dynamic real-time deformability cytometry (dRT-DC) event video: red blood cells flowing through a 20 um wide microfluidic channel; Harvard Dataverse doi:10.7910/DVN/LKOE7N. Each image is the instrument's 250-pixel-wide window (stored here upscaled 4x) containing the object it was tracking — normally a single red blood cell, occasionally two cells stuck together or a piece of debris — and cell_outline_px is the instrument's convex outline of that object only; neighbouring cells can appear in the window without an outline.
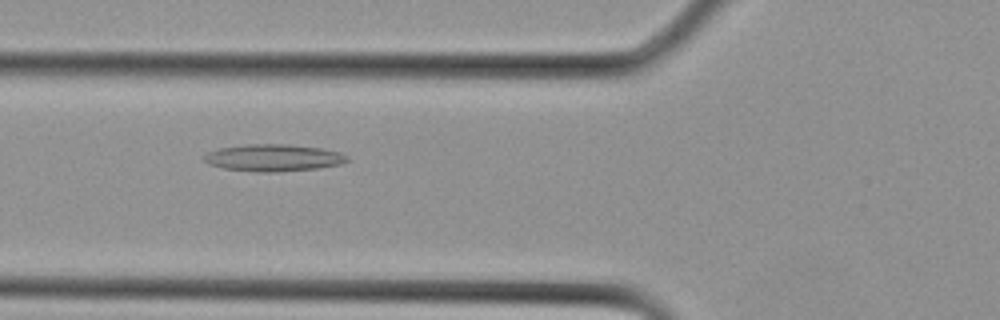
{"species": "Egyptian fruit bat (a non-hibernating species)", "species_latin": "Rousettus aegyptiacus", "temperature_condition": "cold", "stored_images_in_passage": 23, "camera_frame_rate_fps": 3000, "um_per_image_px": 0.085, "animal": {"sex": "female"}, "frame": {"image": 1, "passage_image": 5, "time_ms": 1.333, "image_size_px": [1000, 320], "cell_outline_px": [[348, 160], [340, 164], [320, 168], [276, 172], [256, 172], [224, 168], [208, 164], [200, 156], [208, 152], [220, 148], [248, 144], [288, 144], [320, 148], [340, 152], [348, 156]], "centroid_in_image_um": [23.22, 13.41], "position_along_channel_um": 102.6, "area_um2": 22.6}}
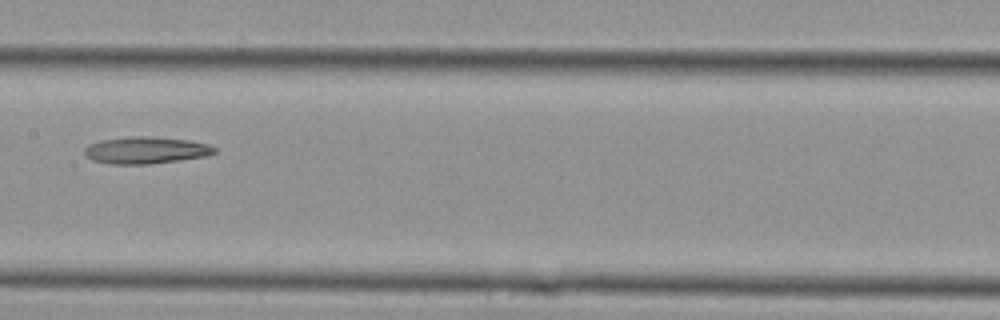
{"frame": {"image": 2, "passage_image": 9, "time_ms": 2.667, "image_size_px": [1000, 320], "cell_outline_px": [[216, 152], [204, 156], [180, 160], [148, 164], [108, 164], [92, 160], [84, 152], [84, 148], [88, 144], [100, 140], [128, 136], [148, 136], [188, 140], [208, 144], [216, 148]], "centroid_in_image_um": [12.36, 12.76], "position_along_channel_um": 195.0, "area_um2": 20.4}}
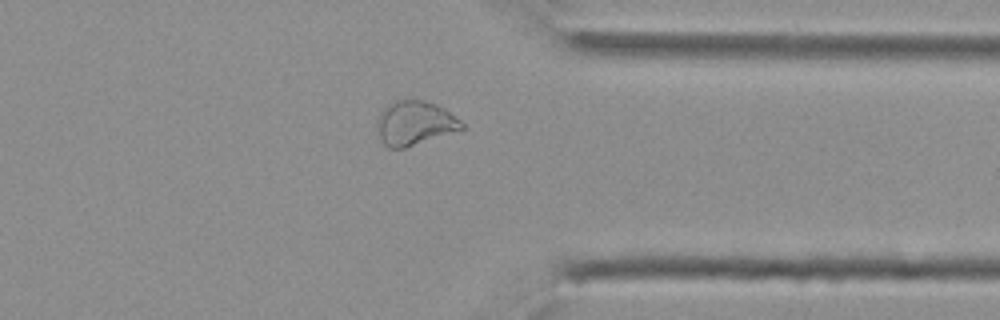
{"frame": {"image": 3, "passage_image": 17, "time_ms": 5.333, "image_size_px": [1000, 320], "cell_outline_px": [[464, 128], [404, 148], [388, 148], [384, 144], [380, 136], [376, 120], [380, 112], [388, 104], [396, 100], [424, 100], [436, 104], [444, 108], [460, 120], [464, 124]], "centroid_in_image_um": [35.23, 10.45], "position_along_channel_um": 376.2, "area_um2": 21.5}}